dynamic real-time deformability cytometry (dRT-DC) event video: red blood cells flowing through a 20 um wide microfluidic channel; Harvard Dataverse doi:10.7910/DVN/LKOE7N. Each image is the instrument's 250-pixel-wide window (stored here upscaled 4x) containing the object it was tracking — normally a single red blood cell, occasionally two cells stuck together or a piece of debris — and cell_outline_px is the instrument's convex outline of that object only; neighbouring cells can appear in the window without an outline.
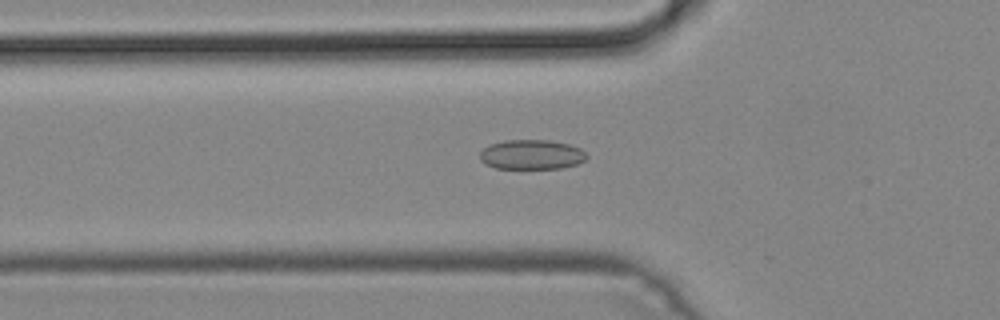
{"species": "common noctule bat (a hibernating species)", "species_latin": "Nyctalus noctula", "temperature_condition": "cold", "stored_images_in_passage": 40, "camera_frame_rate_fps": 3000, "um_per_image_px": 0.085, "animal": {"sex": "male", "body_mass_g": 19.2, "forearm_length_mm": 51.8}, "frame": {"image": 1, "passage_image": 8, "time_ms": 2.333, "image_size_px": [1000, 320], "cell_outline_px": [[588, 156], [584, 160], [576, 164], [560, 168], [496, 168], [484, 164], [480, 160], [480, 152], [488, 144], [504, 140], [548, 140], [568, 144], [580, 148]], "centroid_in_image_um": [45.14, 13.13], "position_along_channel_um": 80.7, "area_um2": 18.44}}
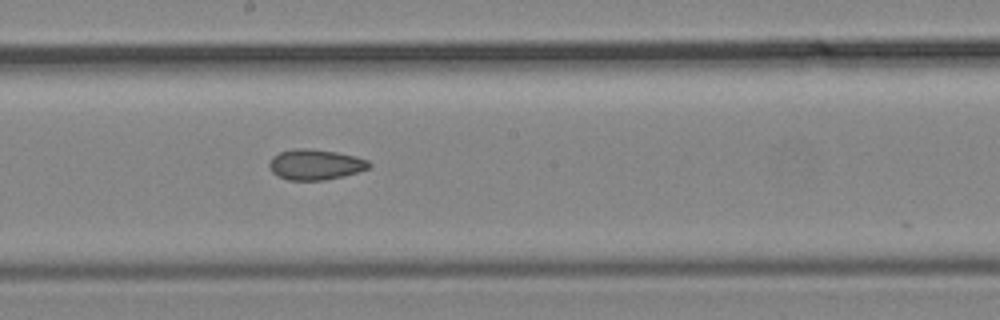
{"frame": {"image": 2, "passage_image": 18, "time_ms": 5.667, "image_size_px": [1000, 320], "cell_outline_px": [[372, 164], [368, 168], [344, 176], [324, 180], [288, 180], [276, 176], [272, 172], [268, 164], [272, 156], [280, 152], [292, 148], [308, 148], [336, 152], [356, 156], [368, 160]], "centroid_in_image_um": [26.77, 13.98], "position_along_channel_um": 221.4, "area_um2": 17.86}}
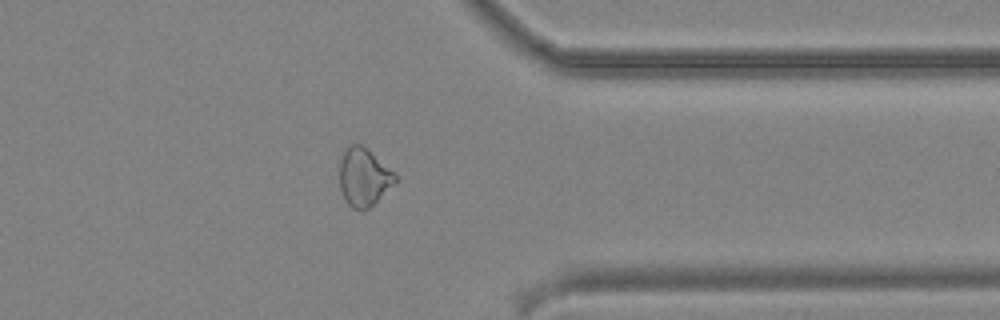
{"frame": {"image": 3, "passage_image": 30, "time_ms": 9.667, "image_size_px": [1000, 320], "cell_outline_px": [[396, 180], [368, 208], [352, 208], [348, 204], [340, 188], [340, 160], [348, 144], [360, 144], [396, 172]], "centroid_in_image_um": [30.9, 15.01], "position_along_channel_um": 380.5, "area_um2": 18.21}}